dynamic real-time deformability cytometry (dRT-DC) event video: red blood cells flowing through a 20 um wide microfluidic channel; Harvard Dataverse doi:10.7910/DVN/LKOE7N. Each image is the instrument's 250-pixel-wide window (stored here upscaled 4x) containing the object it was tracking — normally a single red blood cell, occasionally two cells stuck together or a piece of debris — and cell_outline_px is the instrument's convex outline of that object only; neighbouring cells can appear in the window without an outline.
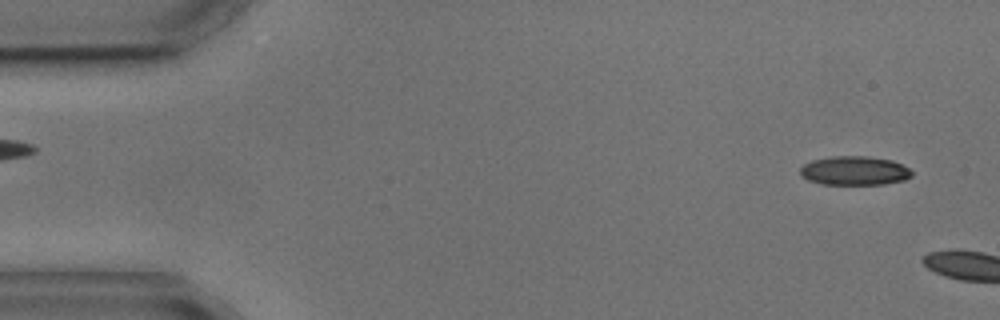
{"species": "common noctule bat (a hibernating species)", "species_latin": "Nyctalus noctula", "temperature_condition": "cold", "stored_images_in_passage": 5, "segment_of_instrument_passage": [2, 2], "camera_frame_rate_fps": 3000, "um_per_image_px": 0.085, "animal": {"sex": "male", "body_mass_g": 17.9, "forearm_length_mm": 54.2}, "frame": {"image": 1, "passage_image": 5, "time_ms": 5.667, "image_size_px": [1000, 320], "cell_outline_px": [[912, 176], [904, 180], [884, 184], [824, 184], [808, 180], [800, 172], [800, 168], [804, 164], [812, 160], [832, 156], [868, 156], [892, 160], [908, 168], [912, 172]], "centroid_in_image_um": [72.64, 14.5], "position_along_channel_um": 12.4, "area_um2": 18.73}}